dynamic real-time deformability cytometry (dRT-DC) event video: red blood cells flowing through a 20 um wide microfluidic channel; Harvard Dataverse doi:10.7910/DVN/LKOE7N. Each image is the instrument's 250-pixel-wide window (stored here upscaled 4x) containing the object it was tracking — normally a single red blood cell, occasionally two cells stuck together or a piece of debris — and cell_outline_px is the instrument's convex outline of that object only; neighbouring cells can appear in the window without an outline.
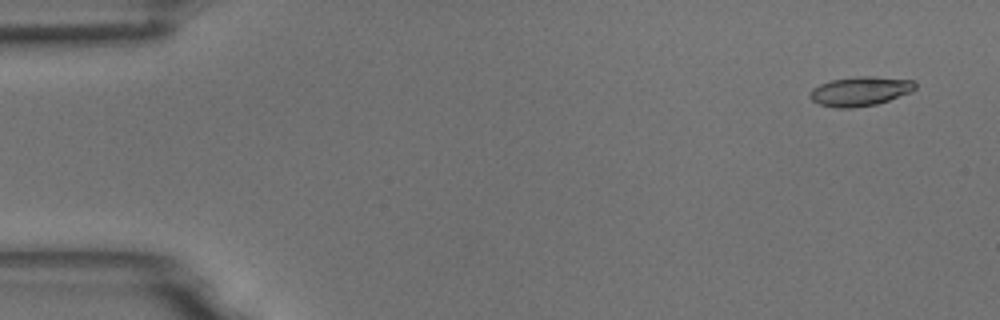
{"species": "common noctule bat (a hibernating species)", "species_latin": "Nyctalus noctula", "temperature_condition": "room temperature", "stored_images_in_passage": 6, "camera_frame_rate_fps": 3000, "um_per_image_px": 0.085, "animal": {"sex": "male", "body_mass_g": 18.8}, "frame": {"image": 1, "passage_image": 2, "time_ms": 0.333, "image_size_px": [1000, 320], "cell_outline_px": [[916, 88], [912, 92], [876, 104], [852, 108], [836, 108], [820, 104], [812, 100], [808, 96], [812, 88], [820, 84], [832, 80], [856, 76], [868, 76], [916, 80]], "centroid_in_image_um": [73.12, 7.75], "position_along_channel_um": 11.9, "area_um2": 18.03}}